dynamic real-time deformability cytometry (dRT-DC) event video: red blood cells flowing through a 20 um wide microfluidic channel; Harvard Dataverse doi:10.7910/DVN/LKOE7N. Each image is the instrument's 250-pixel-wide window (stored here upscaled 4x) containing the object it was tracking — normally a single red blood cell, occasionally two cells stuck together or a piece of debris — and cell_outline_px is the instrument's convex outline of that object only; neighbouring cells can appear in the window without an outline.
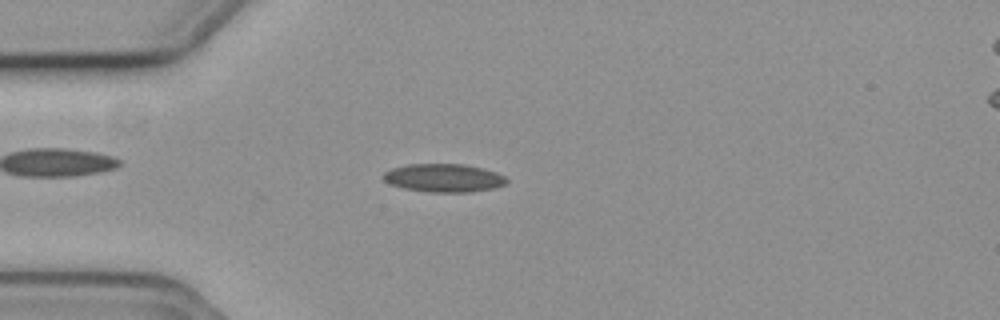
{"species": "common noctule bat (a hibernating species)", "species_latin": "Nyctalus noctula", "temperature_condition": "cold", "stored_images_in_passage": 54, "camera_frame_rate_fps": 3000, "um_per_image_px": 0.085, "animal": {"sex": "female", "body_mass_g": 19.3, "forearm_length_mm": 54.1}, "frame": {"image": 1, "passage_image": 13, "time_ms": 4.0, "image_size_px": [1000, 320], "cell_outline_px": [[508, 180], [504, 184], [492, 188], [468, 192], [432, 192], [404, 188], [388, 184], [384, 180], [384, 172], [392, 168], [408, 164], [464, 164], [484, 168], [496, 172], [504, 176]], "centroid_in_image_um": [37.71, 15.11], "position_along_channel_um": 47.3, "area_um2": 20.17}}
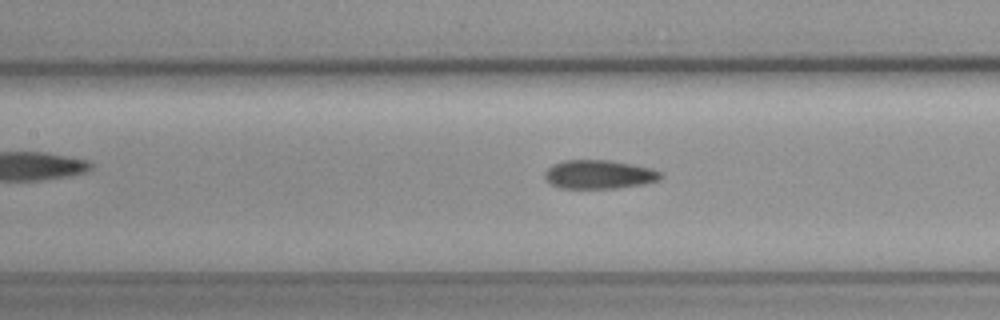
{"frame": {"image": 2, "passage_image": 23, "time_ms": 7.333, "image_size_px": [1000, 320], "cell_outline_px": [[664, 176], [660, 180], [644, 184], [620, 188], [560, 188], [552, 184], [544, 176], [544, 172], [552, 164], [564, 160], [612, 160], [652, 168], [660, 172]], "centroid_in_image_um": [50.95, 14.82], "position_along_channel_um": 156.4, "area_um2": 19.59}}
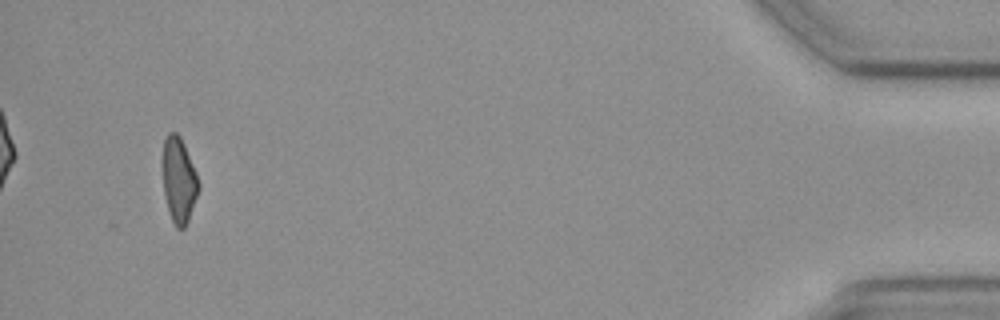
{"frame": {"image": 3, "passage_image": 51, "time_ms": 16.667, "image_size_px": [1000, 320], "cell_outline_px": [[200, 188], [188, 220], [184, 228], [176, 228], [172, 220], [168, 208], [164, 192], [164, 140], [168, 132], [176, 132], [180, 136], [184, 144], [196, 172], [200, 184]], "centroid_in_image_um": [15.23, 15.31], "position_along_channel_um": 420.0, "area_um2": 17.46}, "authors_computed_cell_mechanics": {"area_um2": 19.4786, "velocity_mm_per_s": 3.7263, "shape_relaxation_time_tau1_ms": null, "shape_relaxation_time_tau2_ms": 3.3044, "deformation_change_tau1": null, "deformation_change_tau2": 0.0916}}